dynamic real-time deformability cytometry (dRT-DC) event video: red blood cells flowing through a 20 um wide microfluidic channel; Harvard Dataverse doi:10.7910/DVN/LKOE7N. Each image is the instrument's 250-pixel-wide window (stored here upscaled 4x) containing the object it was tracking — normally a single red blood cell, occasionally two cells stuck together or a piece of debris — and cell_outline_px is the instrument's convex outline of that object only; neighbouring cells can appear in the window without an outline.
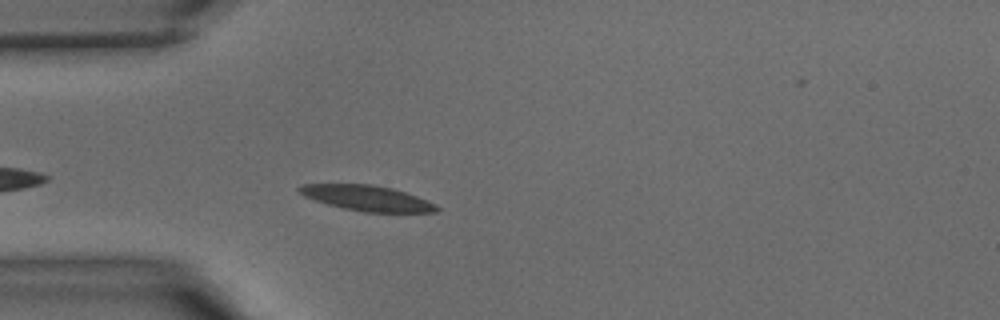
{"species": "common noctule bat (a hibernating species)", "species_latin": "Nyctalus noctula", "temperature_condition": "warm", "stored_images_in_passage": 6, "camera_frame_rate_fps": 3000, "um_per_image_px": 0.085, "animal": {"sex": "male", "body_mass_g": 15.6}, "frame": {"image": 1, "passage_image": 3, "time_ms": 0.667, "image_size_px": [1000, 320], "cell_outline_px": [[440, 208], [436, 212], [364, 212], [344, 208], [328, 204], [304, 196], [296, 188], [300, 184], [372, 184], [392, 188], [416, 196], [436, 204]], "centroid_in_image_um": [31.19, 16.83], "position_along_channel_um": 53.8, "area_um2": 20.17}}